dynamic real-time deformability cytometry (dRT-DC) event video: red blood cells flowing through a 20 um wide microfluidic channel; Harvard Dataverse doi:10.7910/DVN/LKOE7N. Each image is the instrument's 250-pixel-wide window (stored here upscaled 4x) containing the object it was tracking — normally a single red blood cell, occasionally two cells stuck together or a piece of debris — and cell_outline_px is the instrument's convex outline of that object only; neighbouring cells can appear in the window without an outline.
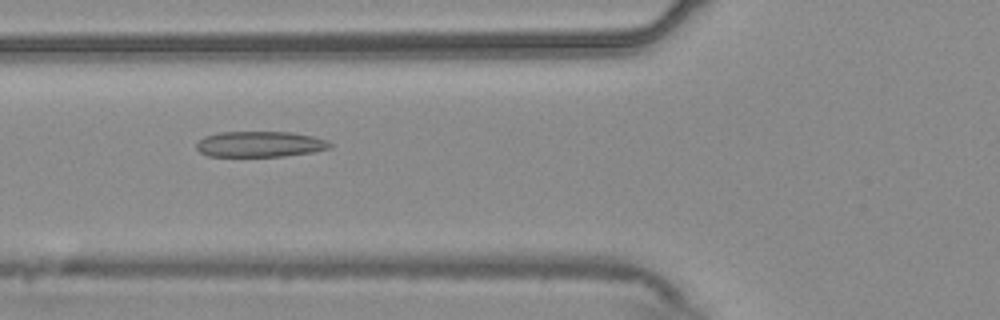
{"species": "common noctule bat (a hibernating species)", "species_latin": "Nyctalus noctula", "temperature_condition": "warm", "stored_images_in_passage": 51, "camera_frame_rate_fps": 3000, "um_per_image_px": 0.085, "animal": {"sex": "male", "body_mass_g": 20.4}, "frame": {"image": 1, "passage_image": 17, "time_ms": 5.333, "image_size_px": [1000, 320], "cell_outline_px": [[332, 148], [312, 152], [284, 156], [208, 156], [200, 152], [196, 148], [196, 144], [204, 136], [220, 132], [292, 132], [312, 136], [328, 140], [332, 144]], "centroid_in_image_um": [22.12, 12.25], "position_along_channel_um": 103.7, "area_um2": 20.06}}
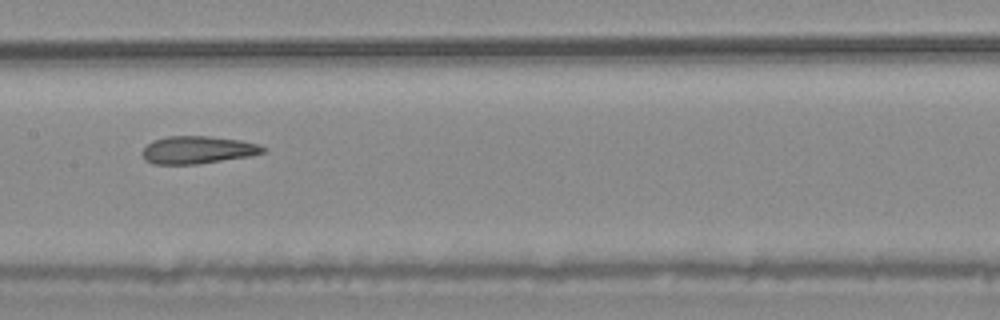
{"frame": {"image": 2, "passage_image": 24, "time_ms": 7.667, "image_size_px": [1000, 320], "cell_outline_px": [[268, 148], [264, 152], [252, 156], [196, 164], [152, 164], [144, 160], [140, 152], [152, 140], [168, 136], [208, 136], [240, 140], [260, 144]], "centroid_in_image_um": [16.8, 12.74], "position_along_channel_um": 190.6, "area_um2": 19.65}}
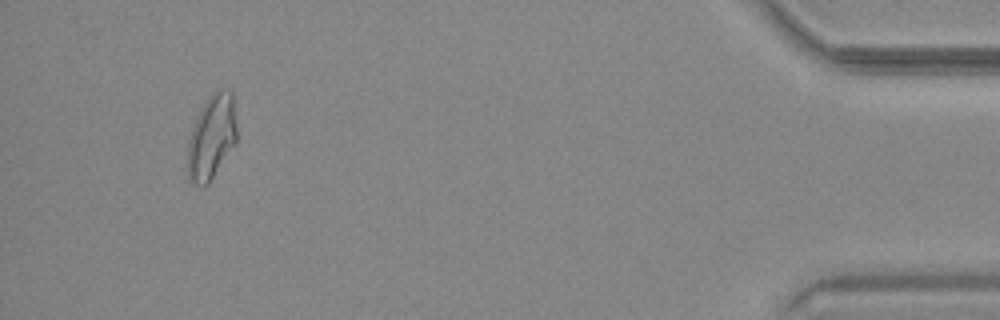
{"frame": {"image": 3, "passage_image": 48, "time_ms": 15.667, "image_size_px": [1000, 320], "cell_outline_px": [[236, 140], [208, 184], [204, 188], [200, 188], [188, 180], [184, 164], [188, 140], [196, 116], [200, 108], [208, 96], [216, 88], [228, 88], [232, 92], [236, 124]], "centroid_in_image_um": [17.92, 11.66], "position_along_channel_um": 417.3, "area_um2": 24.91}, "authors_computed_cell_mechanics": {"area_um2": 21.097, "velocity_mm_per_s": 3.7055, "shape_relaxation_time_tau1_ms": null, "shape_relaxation_time_tau2_ms": 2.4535, "deformation_change_tau1": null, "deformation_change_tau2": 0.1095}}